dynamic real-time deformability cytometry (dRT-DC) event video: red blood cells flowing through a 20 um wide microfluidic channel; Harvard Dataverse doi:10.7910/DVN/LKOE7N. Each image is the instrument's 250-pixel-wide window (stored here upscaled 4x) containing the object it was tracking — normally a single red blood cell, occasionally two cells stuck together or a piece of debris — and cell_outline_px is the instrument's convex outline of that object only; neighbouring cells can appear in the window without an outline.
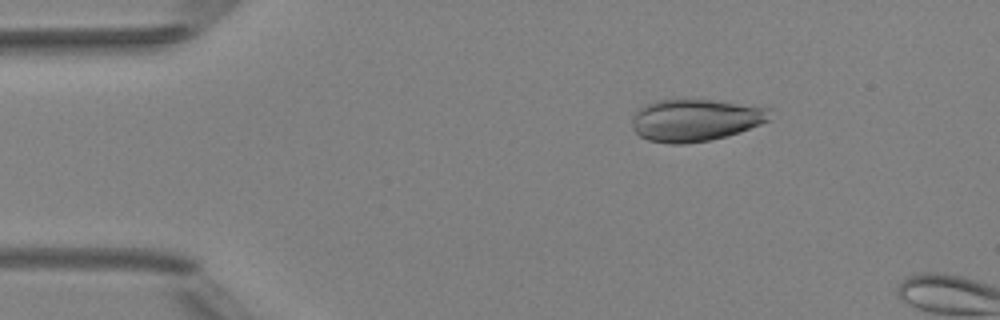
{"species": "Egyptian fruit bat (a non-hibernating species)", "species_latin": "Rousettus aegyptiacus", "temperature_condition": "room temperature", "stored_images_in_passage": 2, "camera_frame_rate_fps": 3000, "um_per_image_px": 0.085, "animal": {"sex": "female"}, "frame": {"image": 1, "passage_image": 2, "time_ms": 1.333, "image_size_px": [1000, 320], "cell_outline_px": [[772, 120], [740, 132], [728, 136], [688, 144], [668, 144], [648, 140], [640, 136], [636, 132], [632, 120], [632, 116], [644, 104], [656, 100], [692, 96], [768, 104], [772, 108]], "centroid_in_image_um": [59.27, 10.12], "position_along_channel_um": 25.7, "area_um2": 36.18}}